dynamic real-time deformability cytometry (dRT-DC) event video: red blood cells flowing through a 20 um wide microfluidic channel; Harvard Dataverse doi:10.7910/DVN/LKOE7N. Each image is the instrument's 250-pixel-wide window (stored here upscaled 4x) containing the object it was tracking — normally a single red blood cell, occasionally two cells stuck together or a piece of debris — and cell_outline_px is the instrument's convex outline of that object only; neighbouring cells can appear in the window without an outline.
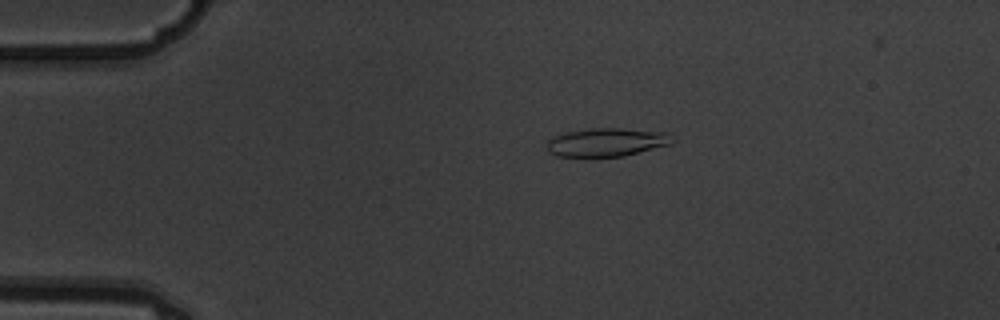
{"species": "common noctule bat (a hibernating species)", "species_latin": "Nyctalus noctula", "temperature_condition": "warm", "stored_images_in_passage": 5, "camera_frame_rate_fps": 3000, "um_per_image_px": 0.085, "animal": {"sex": "male", "body_mass_g": 19.5, "forearm_length_mm": 54.6}, "frame": {"image": 1, "passage_image": 3, "time_ms": 0.667, "image_size_px": [1000, 320], "cell_outline_px": [[676, 140], [672, 144], [624, 156], [556, 156], [548, 152], [548, 140], [552, 136], [564, 132], [592, 128], [620, 128], [668, 132]], "centroid_in_image_um": [51.6, 12.08], "position_along_channel_um": 33.4, "area_um2": 20.92}}